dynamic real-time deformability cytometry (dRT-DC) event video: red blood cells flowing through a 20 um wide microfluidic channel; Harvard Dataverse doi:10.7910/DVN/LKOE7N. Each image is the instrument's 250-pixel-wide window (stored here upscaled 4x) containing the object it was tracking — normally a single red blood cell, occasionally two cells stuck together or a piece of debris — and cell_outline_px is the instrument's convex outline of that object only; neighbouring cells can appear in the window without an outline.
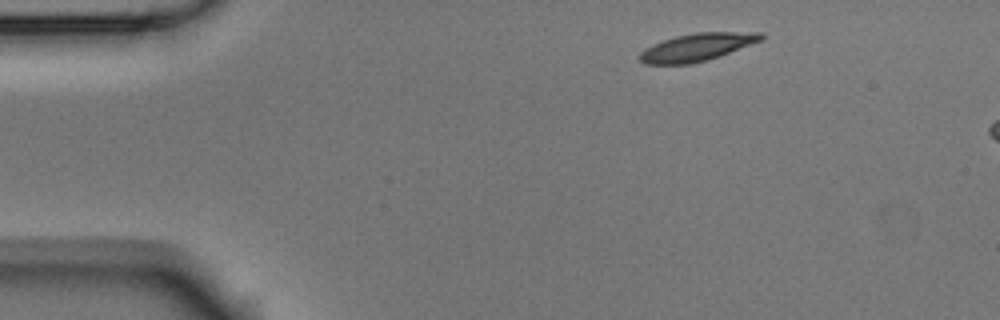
{"species": "Egyptian fruit bat (a non-hibernating species)", "species_latin": "Rousettus aegyptiacus", "temperature_condition": "room temperature", "stored_images_in_passage": 3, "camera_frame_rate_fps": 3000, "um_per_image_px": 0.085, "animal": {"sex": "male"}, "frame": {"image": 1, "passage_image": 1, "time_ms": 0.0, "image_size_px": [1000, 320], "cell_outline_px": [[764, 40], [704, 60], [688, 64], [644, 64], [640, 60], [640, 52], [644, 48], [652, 44], [676, 36], [696, 32], [764, 32]], "centroid_in_image_um": [59.24, 3.99], "position_along_channel_um": 25.8, "area_um2": 19.31}}